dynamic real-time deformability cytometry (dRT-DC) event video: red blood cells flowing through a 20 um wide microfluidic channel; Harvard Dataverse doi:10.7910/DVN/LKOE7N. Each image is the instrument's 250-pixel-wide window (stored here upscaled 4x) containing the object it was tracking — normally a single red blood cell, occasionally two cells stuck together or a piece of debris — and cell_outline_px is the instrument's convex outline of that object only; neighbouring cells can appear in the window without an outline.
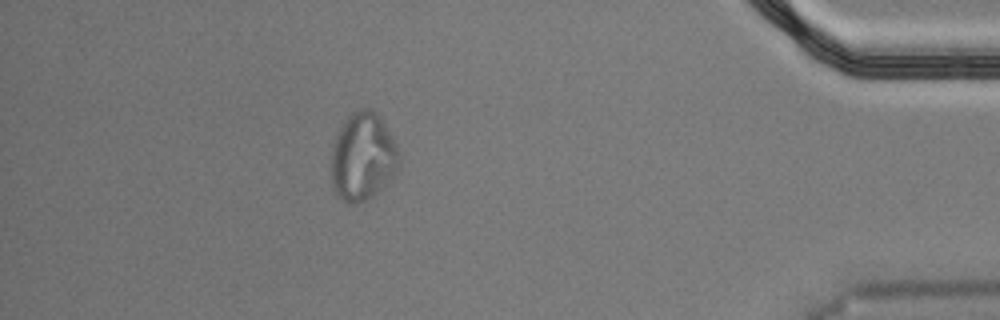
{"species": "Egyptian fruit bat (a non-hibernating species)", "species_latin": "Rousettus aegyptiacus", "temperature_condition": "cold", "stored_images_in_passage": 40, "segment_of_instrument_passage": [2, 2], "camera_frame_rate_fps": 3000, "um_per_image_px": 0.085, "animal": {"sex": "male"}, "frame": {"image": 1, "passage_image": 34, "time_ms": 11.0, "image_size_px": [1000, 320], "cell_outline_px": [[400, 160], [396, 172], [372, 196], [356, 204], [348, 204], [336, 196], [332, 188], [332, 144], [344, 120], [352, 112], [360, 108], [372, 108], [376, 112], [396, 144]], "centroid_in_image_um": [30.81, 13.33], "position_along_channel_um": 404.4, "area_um2": 34.56}}